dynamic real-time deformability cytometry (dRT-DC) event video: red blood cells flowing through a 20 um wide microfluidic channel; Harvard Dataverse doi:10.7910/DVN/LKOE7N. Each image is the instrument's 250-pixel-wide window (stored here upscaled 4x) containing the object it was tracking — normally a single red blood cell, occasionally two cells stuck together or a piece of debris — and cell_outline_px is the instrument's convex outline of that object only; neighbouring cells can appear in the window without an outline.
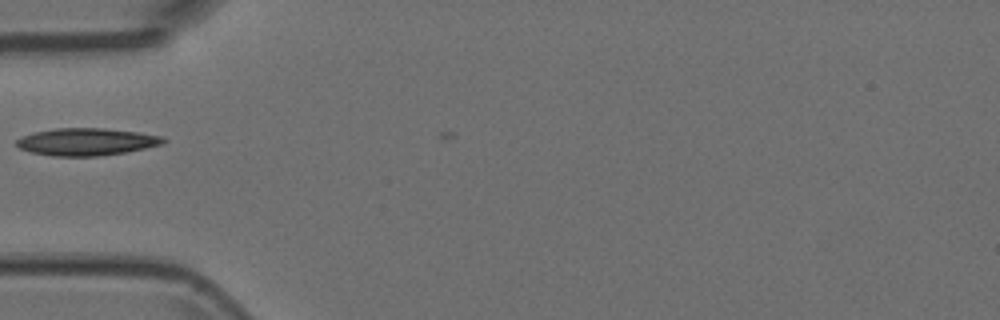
{"species": "Egyptian fruit bat (a non-hibernating species)", "species_latin": "Rousettus aegyptiacus", "temperature_condition": "room temperature", "stored_images_in_passage": 3, "camera_frame_rate_fps": 3000, "um_per_image_px": 0.085, "animal": {"sex": "female"}, "frame": {"image": 1, "passage_image": 3, "time_ms": 0.667, "image_size_px": [1000, 320], "cell_outline_px": [[168, 140], [164, 144], [124, 152], [96, 156], [52, 156], [32, 152], [20, 148], [16, 144], [16, 140], [32, 132], [56, 128], [104, 128], [136, 132], [164, 136]], "centroid_in_image_um": [7.37, 12.04], "position_along_channel_um": 77.6, "area_um2": 23.29}}